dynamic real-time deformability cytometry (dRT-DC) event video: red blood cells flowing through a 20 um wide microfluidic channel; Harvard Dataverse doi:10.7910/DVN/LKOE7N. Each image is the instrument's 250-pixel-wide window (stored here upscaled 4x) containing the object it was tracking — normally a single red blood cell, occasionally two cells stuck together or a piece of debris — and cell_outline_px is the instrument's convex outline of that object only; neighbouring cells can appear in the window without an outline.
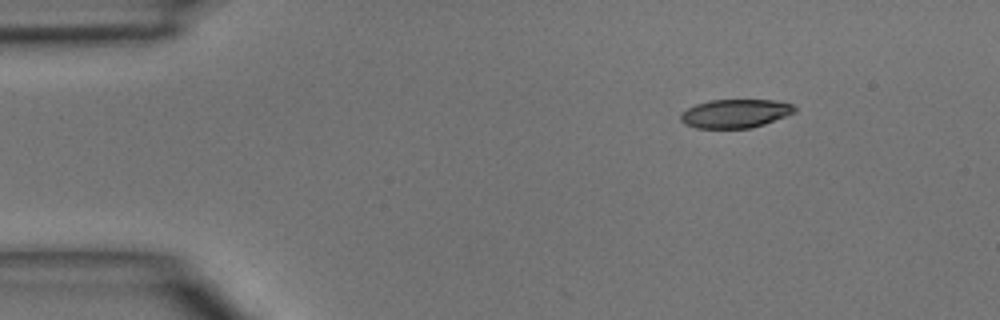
{"species": "common noctule bat (a hibernating species)", "species_latin": "Nyctalus noctula", "temperature_condition": "room temperature", "stored_images_in_passage": 5, "segment_of_instrument_passage": [2, 2], "camera_frame_rate_fps": 3000, "um_per_image_px": 0.085, "animal": {"sex": "male", "body_mass_g": 15.6}, "frame": {"image": 1, "passage_image": 5, "time_ms": 5.333, "image_size_px": [1000, 320], "cell_outline_px": [[796, 112], [764, 124], [752, 128], [696, 128], [684, 124], [680, 120], [680, 112], [696, 104], [712, 100], [776, 100], [792, 104], [796, 108]], "centroid_in_image_um": [62.49, 9.65], "position_along_channel_um": 22.5, "area_um2": 19.07}}